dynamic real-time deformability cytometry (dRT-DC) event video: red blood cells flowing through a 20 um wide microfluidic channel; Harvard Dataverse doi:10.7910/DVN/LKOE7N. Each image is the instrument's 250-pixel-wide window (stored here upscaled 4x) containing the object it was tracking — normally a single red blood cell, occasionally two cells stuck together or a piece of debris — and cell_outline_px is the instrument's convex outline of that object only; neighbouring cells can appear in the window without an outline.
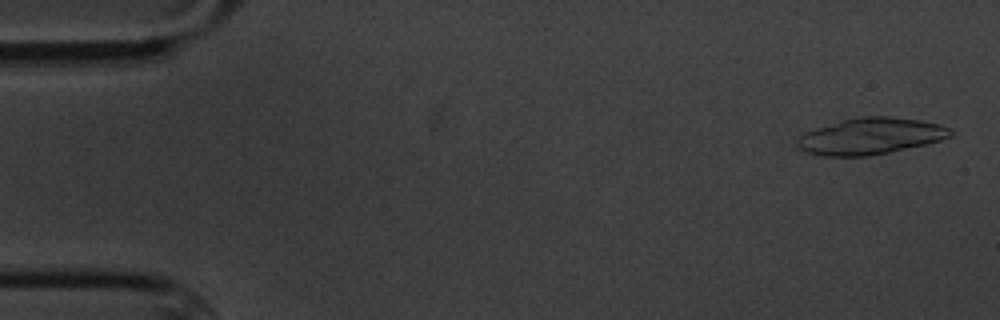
{"species": "common noctule bat (a hibernating species)", "species_latin": "Nyctalus noctula", "temperature_condition": "cold", "stored_images_in_passage": 5, "camera_frame_rate_fps": 3000, "um_per_image_px": 0.085, "animal": {"sex": "male", "body_mass_g": 20.1, "forearm_length_mm": 53.5}, "frame": {"image": 1, "passage_image": 1, "time_ms": 0.0, "image_size_px": [1000, 320], "cell_outline_px": [[952, 136], [928, 144], [868, 156], [824, 156], [808, 152], [796, 148], [796, 140], [804, 132], [816, 128], [844, 120], [860, 116], [888, 116], [920, 120], [940, 124], [948, 128], [952, 132]], "centroid_in_image_um": [73.99, 11.58], "position_along_channel_um": 11.0, "area_um2": 32.43}}